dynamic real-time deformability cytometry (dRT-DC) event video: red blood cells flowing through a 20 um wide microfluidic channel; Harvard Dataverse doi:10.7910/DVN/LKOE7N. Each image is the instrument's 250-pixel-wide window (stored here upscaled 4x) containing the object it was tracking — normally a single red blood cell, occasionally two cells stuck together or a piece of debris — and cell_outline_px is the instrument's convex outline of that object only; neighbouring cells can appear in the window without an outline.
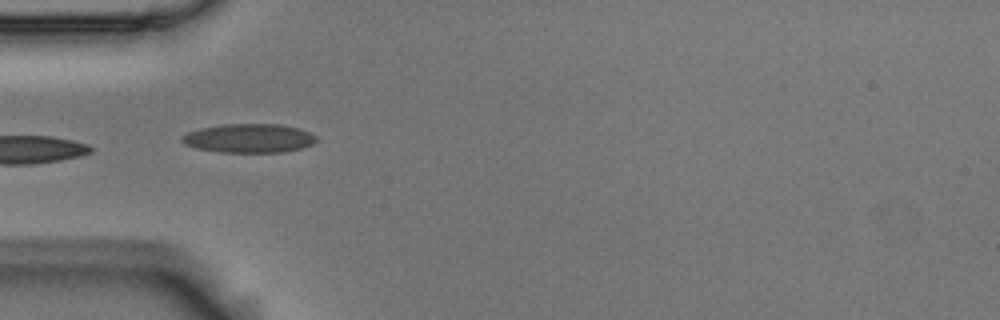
{"species": "Egyptian fruit bat (a non-hibernating species)", "species_latin": "Rousettus aegyptiacus", "temperature_condition": "room temperature", "stored_images_in_passage": 7, "camera_frame_rate_fps": 3000, "um_per_image_px": 0.085, "animal": {"sex": "male"}, "frame": {"image": 1, "passage_image": 6, "time_ms": 1.667, "image_size_px": [1000, 320], "cell_outline_px": [[316, 140], [312, 144], [300, 148], [284, 152], [220, 152], [196, 148], [184, 144], [180, 140], [180, 136], [188, 132], [200, 128], [224, 124], [280, 124], [300, 128], [316, 136]], "centroid_in_image_um": [21.13, 11.75], "position_along_channel_um": 63.9, "area_um2": 22.66}}
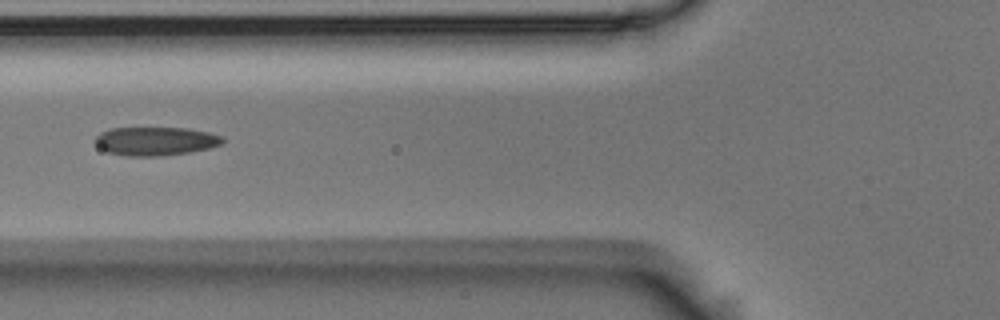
{"frame": {"image": 2, "passage_image": 7, "time_ms": 2.0, "image_size_px": [1000, 320], "cell_outline_px": [[224, 140], [220, 144], [208, 148], [188, 152], [160, 156], [124, 156], [108, 152], [100, 148], [96, 144], [96, 136], [100, 132], [108, 128], [188, 128], [208, 132], [220, 136]], "centroid_in_image_um": [13.17, 11.99], "position_along_channel_um": 112.6, "area_um2": 21.1}}